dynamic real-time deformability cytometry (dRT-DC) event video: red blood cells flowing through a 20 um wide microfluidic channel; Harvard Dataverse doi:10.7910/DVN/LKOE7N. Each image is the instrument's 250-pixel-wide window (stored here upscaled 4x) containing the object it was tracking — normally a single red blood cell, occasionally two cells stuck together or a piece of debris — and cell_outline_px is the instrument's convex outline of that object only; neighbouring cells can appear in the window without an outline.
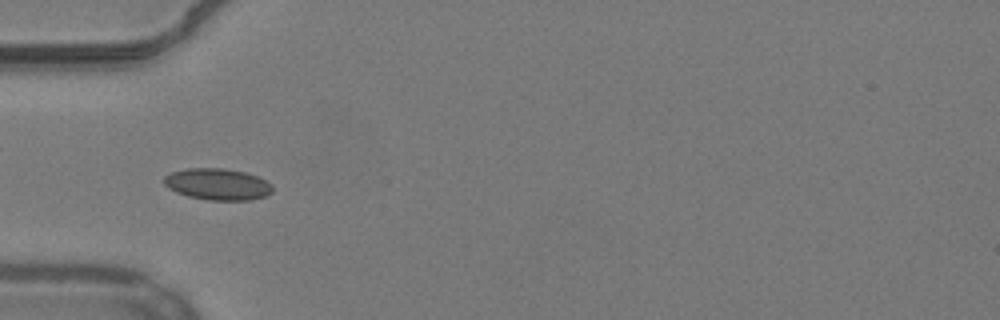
{"species": "common noctule bat (a hibernating species)", "species_latin": "Nyctalus noctula", "temperature_condition": "warm", "stored_images_in_passage": 46, "camera_frame_rate_fps": 3000, "um_per_image_px": 0.085, "animal": {"sex": "male", "body_mass_g": 19.2, "forearm_length_mm": 51.8}, "frame": {"image": 1, "passage_image": 9, "time_ms": 2.667, "image_size_px": [1000, 320], "cell_outline_px": [[272, 192], [264, 196], [252, 200], [208, 200], [188, 196], [176, 192], [168, 188], [164, 184], [164, 176], [172, 172], [188, 168], [224, 168], [244, 172], [256, 176], [272, 184]], "centroid_in_image_um": [18.48, 15.66], "position_along_channel_um": 66.5, "area_um2": 19.88}}
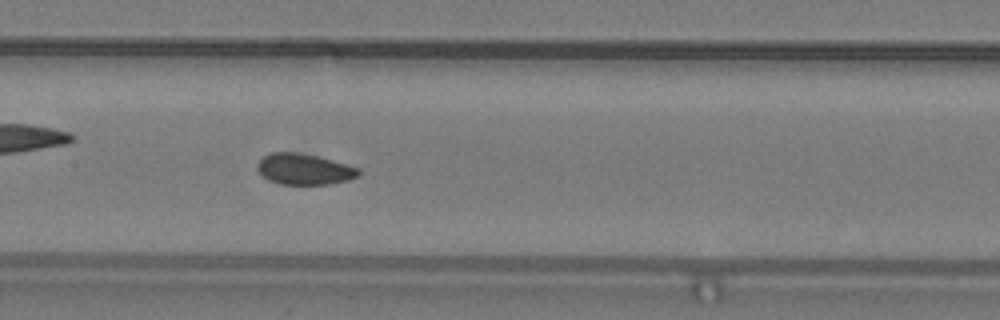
{"frame": {"image": 2, "passage_image": 18, "time_ms": 5.667, "image_size_px": [1000, 320], "cell_outline_px": [[360, 176], [348, 180], [328, 184], [280, 184], [268, 180], [260, 176], [256, 168], [256, 164], [264, 156], [272, 152], [300, 152], [332, 160], [360, 168]], "centroid_in_image_um": [25.83, 14.38], "position_along_channel_um": 181.6, "area_um2": 18.44}}
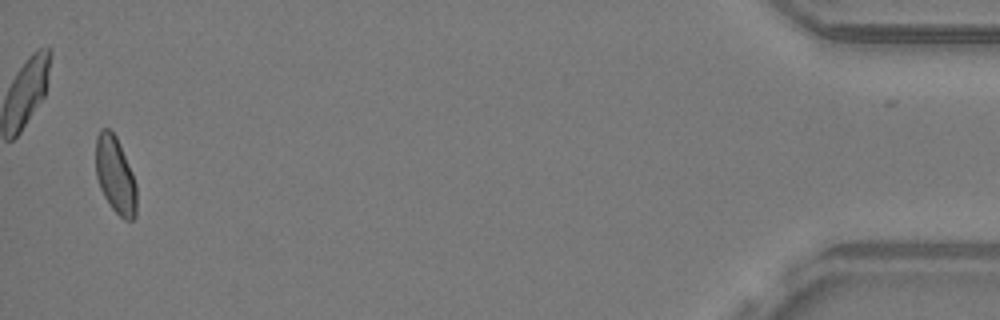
{"frame": {"image": 3, "passage_image": 44, "time_ms": 14.333, "image_size_px": [1000, 320], "cell_outline_px": [[136, 216], [132, 220], [124, 220], [112, 208], [104, 196], [100, 188], [96, 176], [96, 136], [100, 128], [108, 128], [116, 136], [120, 144], [132, 172], [136, 184]], "centroid_in_image_um": [9.8, 14.88], "position_along_channel_um": 425.4, "area_um2": 18.32}, "authors_computed_cell_mechanics": {"area_um2": 18.5538, "velocity_mm_per_s": 3.8314, "shape_relaxation_time_tau1_ms": null, "shape_relaxation_time_tau2_ms": 2.0816, "deformation_change_tau1": null, "deformation_change_tau2": 0.0619}}